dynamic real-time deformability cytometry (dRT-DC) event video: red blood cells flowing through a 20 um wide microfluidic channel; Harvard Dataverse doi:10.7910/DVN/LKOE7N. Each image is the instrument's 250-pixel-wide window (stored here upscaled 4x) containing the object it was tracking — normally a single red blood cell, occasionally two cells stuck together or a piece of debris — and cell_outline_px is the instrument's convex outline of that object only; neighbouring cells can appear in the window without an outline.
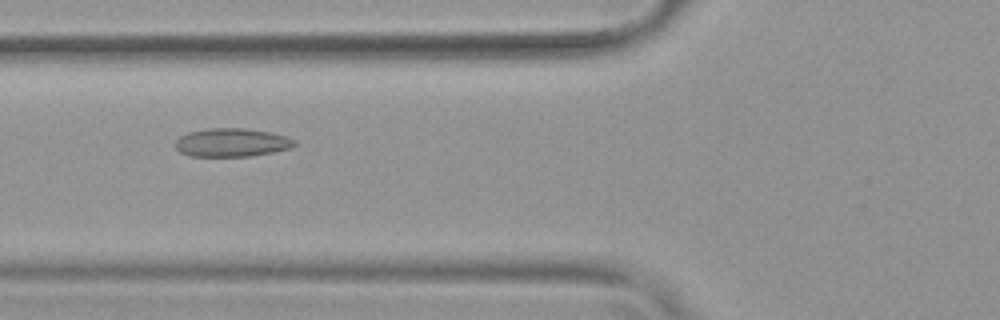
{"species": "common noctule bat (a hibernating species)", "species_latin": "Nyctalus noctula", "temperature_condition": "warm", "stored_images_in_passage": 54, "camera_frame_rate_fps": 3000, "um_per_image_px": 0.085, "animal": {"sex": "female", "body_mass_g": 19.9}, "frame": {"image": 1, "passage_image": 21, "time_ms": 6.667, "image_size_px": [1000, 320], "cell_outline_px": [[296, 144], [292, 148], [272, 152], [248, 156], [188, 156], [180, 152], [176, 148], [176, 140], [180, 136], [188, 132], [208, 128], [244, 128], [272, 132], [296, 140]], "centroid_in_image_um": [19.7, 12.11], "position_along_channel_um": 106.1, "area_um2": 19.77}}
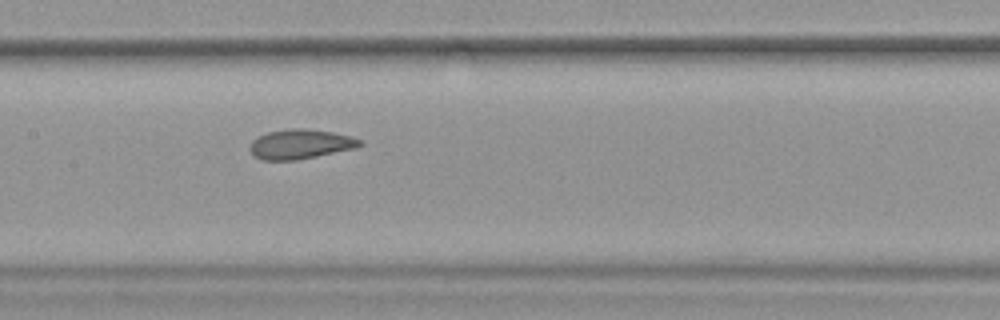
{"frame": {"image": 2, "passage_image": 27, "time_ms": 8.667, "image_size_px": [1000, 320], "cell_outline_px": [[364, 144], [356, 148], [296, 160], [260, 160], [248, 148], [252, 140], [268, 132], [288, 128], [304, 128], [332, 132], [352, 136], [360, 140]], "centroid_in_image_um": [25.54, 12.24], "position_along_channel_um": 181.9, "area_um2": 18.96}}
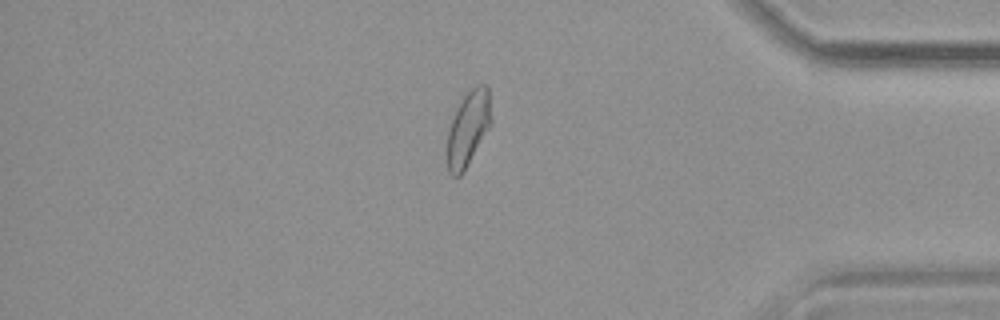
{"frame": {"image": 3, "passage_image": 46, "time_ms": 15.0, "image_size_px": [1000, 320], "cell_outline_px": [[492, 124], [460, 176], [452, 176], [448, 172], [444, 152], [448, 128], [464, 96], [476, 84], [484, 84], [488, 88], [492, 120]], "centroid_in_image_um": [39.76, 10.97], "position_along_channel_um": 395.4, "area_um2": 19.42}, "authors_computed_cell_mechanics": {"area_um2": 20.1722, "velocity_mm_per_s": 3.7877, "shape_relaxation_time_tau1_ms": null, "shape_relaxation_time_tau2_ms": 1.7361, "deformation_change_tau1": null, "deformation_change_tau2": 0.0758}}